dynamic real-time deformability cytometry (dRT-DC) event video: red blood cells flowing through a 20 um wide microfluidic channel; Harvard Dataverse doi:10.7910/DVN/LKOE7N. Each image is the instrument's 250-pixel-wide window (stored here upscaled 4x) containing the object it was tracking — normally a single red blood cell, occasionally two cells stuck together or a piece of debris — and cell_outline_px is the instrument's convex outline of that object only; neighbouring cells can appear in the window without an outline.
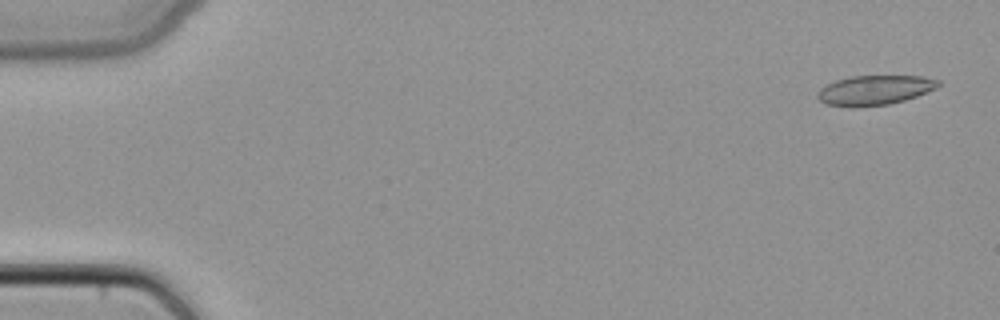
{"species": "common noctule bat (a hibernating species)", "species_latin": "Nyctalus noctula", "temperature_condition": "cold", "stored_images_in_passage": 48, "camera_frame_rate_fps": 3000, "um_per_image_px": 0.085, "animal": {"sex": "female", "body_mass_g": 22.7, "forearm_length_mm": 54.2}, "frame": {"image": 1, "passage_image": 2, "time_ms": 0.333, "image_size_px": [1000, 320], "cell_outline_px": [[940, 84], [936, 88], [916, 96], [904, 100], [888, 104], [856, 108], [852, 108], [828, 104], [820, 100], [816, 96], [820, 88], [836, 80], [852, 76], [924, 76], [940, 80]], "centroid_in_image_um": [74.34, 7.67], "position_along_channel_um": 10.7, "area_um2": 20.87}}
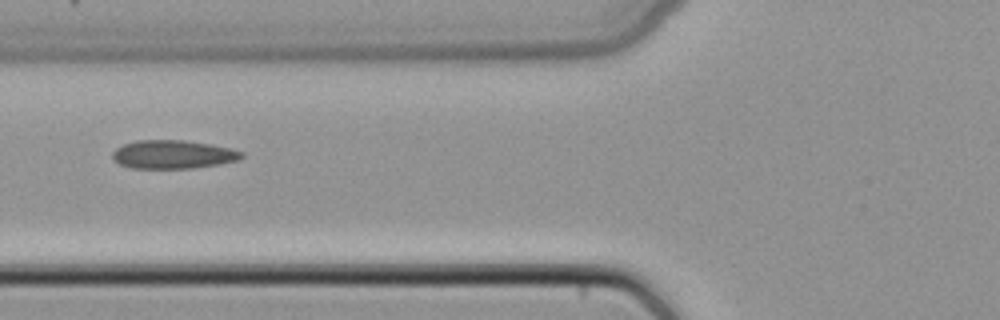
{"frame": {"image": 2, "passage_image": 19, "time_ms": 6.0, "image_size_px": [1000, 320], "cell_outline_px": [[244, 156], [240, 160], [220, 164], [192, 168], [132, 168], [120, 164], [112, 160], [112, 152], [116, 148], [124, 144], [136, 140], [184, 140], [212, 144], [232, 148], [244, 152]], "centroid_in_image_um": [14.73, 13.12], "position_along_channel_um": 111.1, "area_um2": 21.68}}
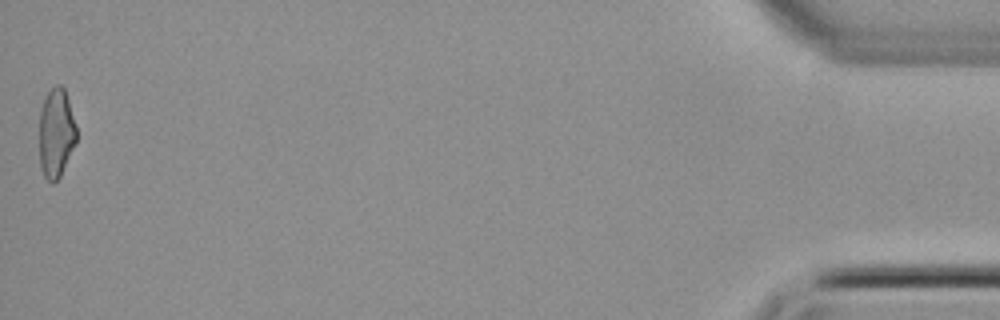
{"frame": {"image": 3, "passage_image": 48, "time_ms": 15.667, "image_size_px": [1000, 320], "cell_outline_px": [[76, 140], [60, 176], [52, 184], [44, 176], [40, 168], [40, 108], [44, 96], [56, 84], [60, 84], [64, 88], [76, 124]], "centroid_in_image_um": [4.75, 11.28], "position_along_channel_um": 430.4, "area_um2": 19.19}}